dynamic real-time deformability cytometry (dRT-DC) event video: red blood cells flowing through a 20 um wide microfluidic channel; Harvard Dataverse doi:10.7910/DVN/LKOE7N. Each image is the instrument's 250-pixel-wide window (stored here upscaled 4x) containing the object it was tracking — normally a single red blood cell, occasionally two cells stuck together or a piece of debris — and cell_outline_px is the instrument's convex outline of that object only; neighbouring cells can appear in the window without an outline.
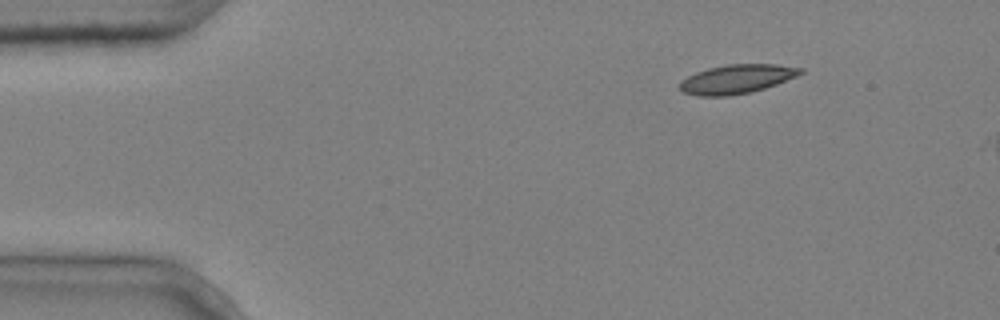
{"species": "common noctule bat (a hibernating species)", "species_latin": "Nyctalus noctula", "temperature_condition": "cold", "stored_images_in_passage": 2, "segment_of_instrument_passage": [1, 2], "camera_frame_rate_fps": 3000, "um_per_image_px": 0.085, "animal": {"sex": "male", "body_mass_g": 20.4}, "frame": {"image": 1, "passage_image": 1, "time_ms": 0.0, "image_size_px": [1000, 320], "cell_outline_px": [[804, 72], [796, 76], [776, 84], [752, 92], [728, 96], [696, 96], [684, 92], [680, 88], [680, 80], [696, 72], [708, 68], [728, 64], [776, 64], [804, 68]], "centroid_in_image_um": [62.62, 6.72], "position_along_channel_um": 22.4, "area_um2": 20.4}}